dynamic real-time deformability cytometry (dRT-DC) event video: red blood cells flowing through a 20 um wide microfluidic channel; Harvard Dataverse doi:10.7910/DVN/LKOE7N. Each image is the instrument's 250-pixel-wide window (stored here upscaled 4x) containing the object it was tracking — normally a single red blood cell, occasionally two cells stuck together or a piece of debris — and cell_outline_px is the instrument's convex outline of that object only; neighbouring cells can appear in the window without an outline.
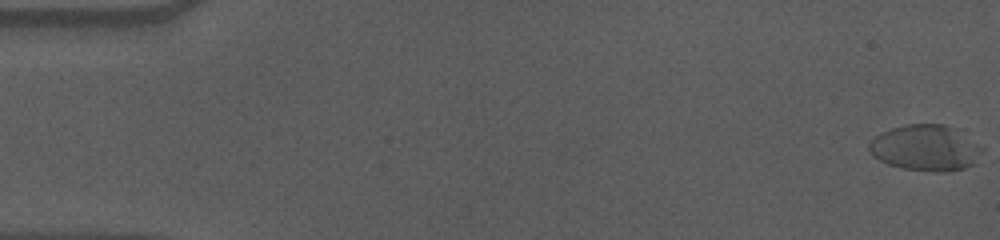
{"species": "human", "species_latin": "Homo sapiens", "temperature_condition": "cold", "stored_images_in_passage": 58, "camera_frame_rate_fps": 3000, "um_per_image_px": 0.085, "donor": {"sex": "male"}, "frame": {"image": 1, "passage_image": 1, "time_ms": 0.0, "image_size_px": [1000, 240], "cell_outline_px": [[984, 148], [972, 164], [964, 168], [948, 172], [944, 172], [900, 168], [888, 164], [872, 156], [868, 152], [868, 144], [880, 132], [892, 128], [908, 124], [944, 124], [952, 128]], "centroid_in_image_um": [78.61, 12.58], "position_along_channel_um": 6.4, "area_um2": 29.88}}
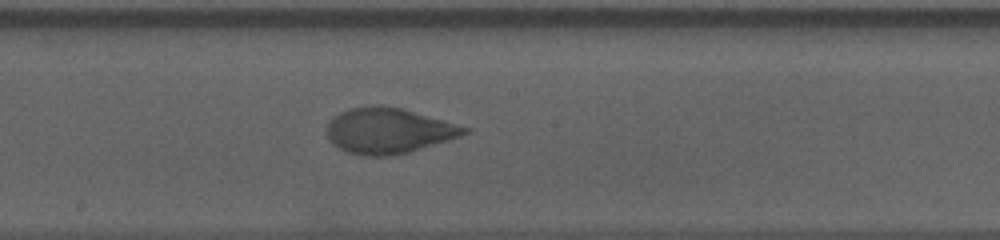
{"frame": {"image": 2, "passage_image": 32, "time_ms": 10.333, "image_size_px": [1000, 240], "cell_outline_px": [[472, 128], [468, 132], [460, 136], [448, 140], [408, 152], [392, 156], [360, 156], [348, 152], [332, 144], [328, 136], [328, 124], [332, 116], [348, 108], [372, 104], [380, 104], [400, 108]], "centroid_in_image_um": [32.99, 11.1], "position_along_channel_um": 215.2, "area_um2": 36.53}}
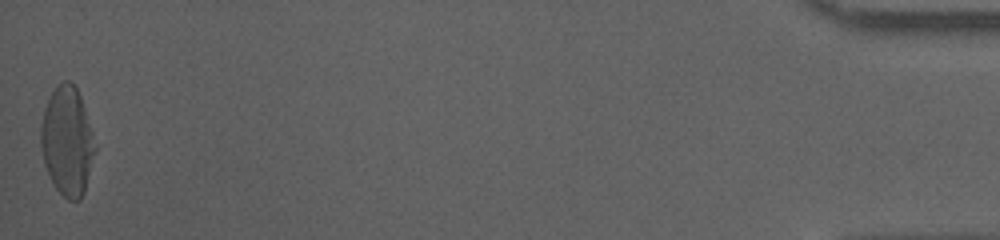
{"frame": {"image": 3, "passage_image": 58, "time_ms": 19.0, "image_size_px": [1000, 240], "cell_outline_px": [[96, 148], [84, 192], [80, 200], [68, 200], [56, 188], [44, 164], [40, 144], [40, 124], [44, 108], [52, 92], [64, 80], [68, 80], [76, 88], [80, 96], [92, 132]], "centroid_in_image_um": [5.7, 12.01], "position_along_channel_um": 429.5, "area_um2": 33.93}, "authors_computed_cell_mechanics": {"area_um2": 34.6511, "velocity_mm_per_s": 3.5785, "shape_relaxation_time_tau1_ms": 5.3204, "shape_relaxation_time_tau2_ms": 0.9422, "deformation_change_tau1": 0.2225, "deformation_change_tau2": 0.0511}}